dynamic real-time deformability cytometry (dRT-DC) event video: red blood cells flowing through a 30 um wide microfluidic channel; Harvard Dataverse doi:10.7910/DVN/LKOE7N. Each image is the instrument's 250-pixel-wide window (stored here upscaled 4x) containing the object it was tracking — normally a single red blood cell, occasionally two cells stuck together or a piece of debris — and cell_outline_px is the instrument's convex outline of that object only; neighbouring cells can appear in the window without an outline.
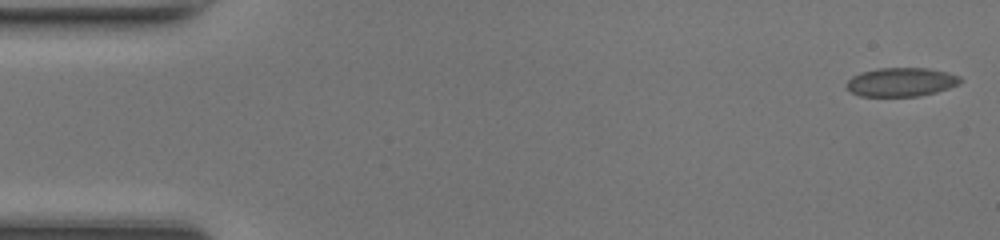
{"species": "common noctule bat (a hibernating species)", "species_latin": "Nyctalus noctula", "temperature_condition": "room temperature", "stored_images_in_passage": 48, "camera_frame_rate_fps": 3000, "um_per_image_px": 0.085, "animal": {"sex": "female", "body_mass_g": 17.0, "forearm_length_mm": 48.0}, "frame": {"image": 1, "passage_image": 1, "time_ms": 0.0, "image_size_px": [1000, 240], "cell_outline_px": [[964, 80], [960, 84], [936, 92], [920, 96], [860, 96], [852, 92], [848, 88], [848, 80], [852, 76], [860, 72], [876, 68], [928, 68], [948, 72], [960, 76]], "centroid_in_image_um": [76.65, 6.96], "position_along_channel_um": 8.4, "area_um2": 19.19}}
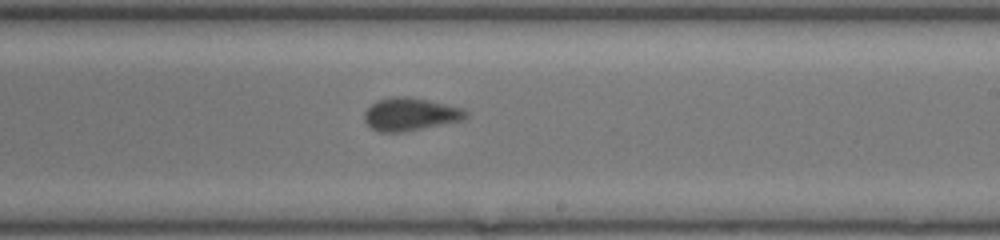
{"frame": {"image": 2, "passage_image": 28, "time_ms": 9.0, "image_size_px": [1000, 240], "cell_outline_px": [[468, 116], [464, 120], [404, 132], [380, 132], [372, 128], [364, 120], [364, 112], [376, 100], [392, 96], [408, 96], [428, 100], [464, 108], [468, 112]], "centroid_in_image_um": [34.89, 9.7], "position_along_channel_um": 254.1, "area_um2": 19.59}}
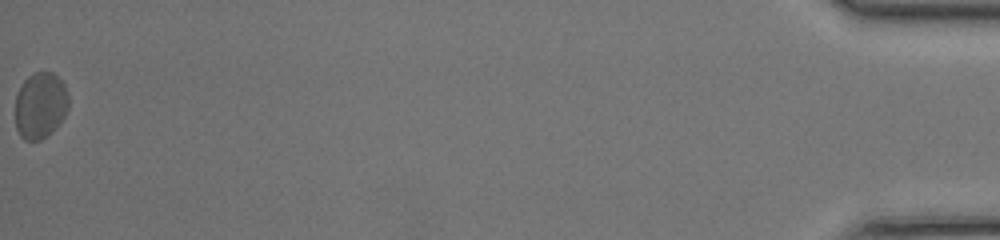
{"frame": {"image": 3, "passage_image": 48, "time_ms": 15.667, "image_size_px": [1000, 240], "cell_outline_px": [[68, 108], [64, 116], [52, 132], [40, 140], [24, 140], [20, 136], [16, 128], [16, 96], [24, 80], [32, 72], [52, 72], [64, 84], [68, 92]], "centroid_in_image_um": [3.43, 8.96], "position_along_channel_um": 431.8, "area_um2": 20.58}, "authors_computed_cell_mechanics": {"area_um2": 19.4497, "velocity_mm_per_s": 4.3053, "shape_relaxation_time_tau1_ms": 4.2154, "shape_relaxation_time_tau2_ms": 0.7189, "deformation_change_tau1": 0.1083, "deformation_change_tau2": 0.0449}}